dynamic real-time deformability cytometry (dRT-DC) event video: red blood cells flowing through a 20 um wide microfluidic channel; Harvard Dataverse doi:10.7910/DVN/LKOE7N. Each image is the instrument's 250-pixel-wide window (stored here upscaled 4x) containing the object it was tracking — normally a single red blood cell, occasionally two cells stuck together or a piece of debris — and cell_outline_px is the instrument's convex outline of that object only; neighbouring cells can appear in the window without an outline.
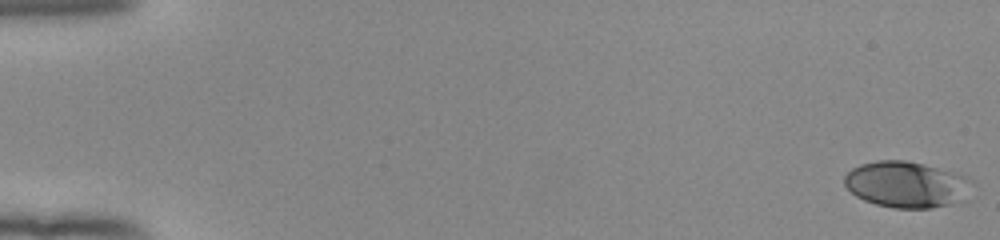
{"species": "human", "species_latin": "Homo sapiens", "temperature_condition": "room temperature", "stored_images_in_passage": 51, "camera_frame_rate_fps": 3000, "um_per_image_px": 0.085, "donor": {"sex": "female"}, "frame": {"image": 1, "passage_image": 1, "time_ms": 0.0, "image_size_px": [1000, 240], "cell_outline_px": [[976, 184], [956, 200], [948, 204], [932, 208], [892, 208], [876, 204], [864, 200], [856, 196], [844, 184], [844, 176], [852, 168], [860, 164], [876, 160], [904, 160], [936, 168], [964, 176], [972, 180]], "centroid_in_image_um": [76.98, 15.67], "position_along_channel_um": 8.0, "area_um2": 33.7}}
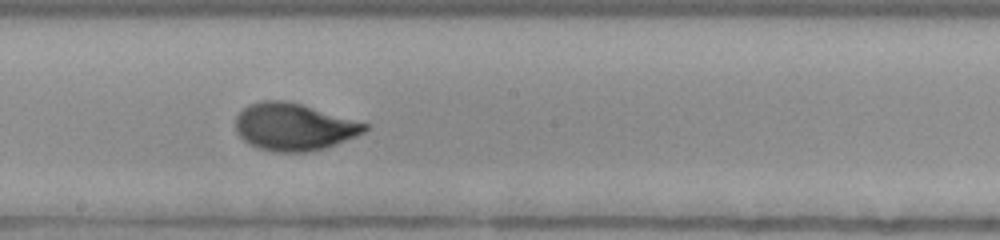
{"frame": {"image": 2, "passage_image": 31, "time_ms": 10.0, "image_size_px": [1000, 240], "cell_outline_px": [[368, 128], [364, 132], [356, 136], [336, 144], [324, 148], [304, 152], [276, 152], [256, 148], [244, 140], [236, 132], [236, 116], [248, 104], [260, 100], [288, 100], [368, 124]], "centroid_in_image_um": [24.94, 10.78], "position_along_channel_um": 223.3, "area_um2": 35.49}}
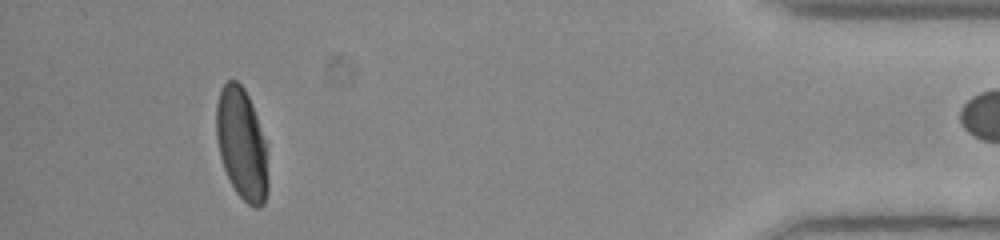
{"frame": {"image": 3, "passage_image": 50, "time_ms": 16.333, "image_size_px": [1000, 240], "cell_outline_px": [[268, 192], [264, 204], [260, 208], [256, 208], [248, 204], [236, 192], [224, 168], [220, 156], [216, 136], [216, 104], [220, 88], [228, 80], [236, 80], [244, 88], [252, 104], [264, 140], [268, 180]], "centroid_in_image_um": [20.53, 12.24], "position_along_channel_um": 414.7, "area_um2": 33.41}}